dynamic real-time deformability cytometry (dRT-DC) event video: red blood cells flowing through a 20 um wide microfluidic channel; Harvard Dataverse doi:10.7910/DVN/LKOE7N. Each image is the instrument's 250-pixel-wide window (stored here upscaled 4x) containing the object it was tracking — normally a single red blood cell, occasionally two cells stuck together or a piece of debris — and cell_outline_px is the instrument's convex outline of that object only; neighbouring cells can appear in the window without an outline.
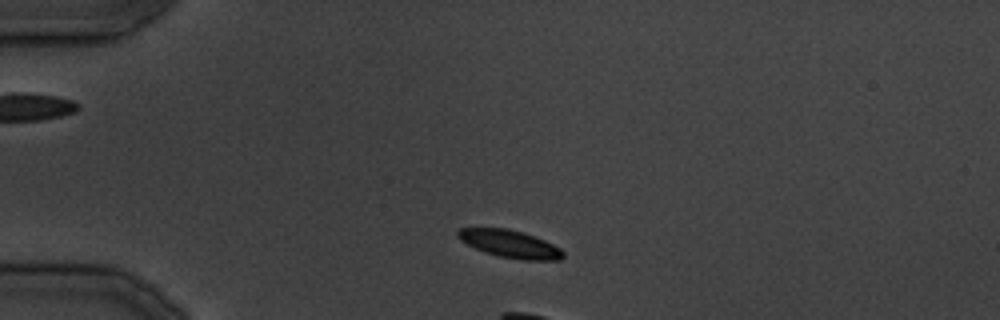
{"species": "common noctule bat (a hibernating species)", "species_latin": "Nyctalus noctula", "temperature_condition": "cold", "stored_images_in_passage": 8, "camera_frame_rate_fps": 3000, "um_per_image_px": 0.085, "animal": {"sex": "male", "body_mass_g": 19.5, "forearm_length_mm": 54.6}, "frame": {"image": 1, "passage_image": 4, "time_ms": 3.333, "image_size_px": [1000, 320], "cell_outline_px": [[564, 256], [560, 260], [520, 260], [500, 256], [484, 252], [460, 240], [456, 236], [456, 232], [460, 228], [508, 228], [524, 232], [544, 240], [560, 248], [564, 252]], "centroid_in_image_um": [43.35, 20.73], "position_along_channel_um": 41.7, "area_um2": 16.94}}